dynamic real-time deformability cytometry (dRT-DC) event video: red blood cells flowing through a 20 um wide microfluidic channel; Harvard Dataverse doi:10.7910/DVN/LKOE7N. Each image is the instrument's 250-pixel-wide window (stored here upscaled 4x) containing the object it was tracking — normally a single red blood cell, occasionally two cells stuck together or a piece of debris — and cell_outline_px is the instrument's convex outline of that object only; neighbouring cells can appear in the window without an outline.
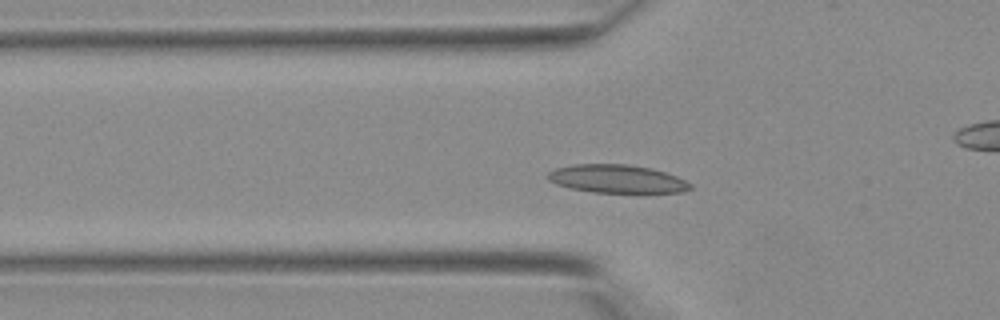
{"species": "Egyptian fruit bat (a non-hibernating species)", "species_latin": "Rousettus aegyptiacus", "temperature_condition": "warm", "stored_images_in_passage": 36, "camera_frame_rate_fps": 3000, "um_per_image_px": 0.085, "animal": {"sex": "female"}, "frame": {"image": 1, "passage_image": 8, "time_ms": 2.333, "image_size_px": [1000, 320], "cell_outline_px": [[692, 188], [680, 192], [592, 192], [572, 188], [556, 184], [548, 180], [544, 176], [548, 172], [556, 168], [572, 164], [628, 164], [652, 168], [676, 176], [692, 184]], "centroid_in_image_um": [52.39, 15.19], "position_along_channel_um": 73.4, "area_um2": 23.35}}
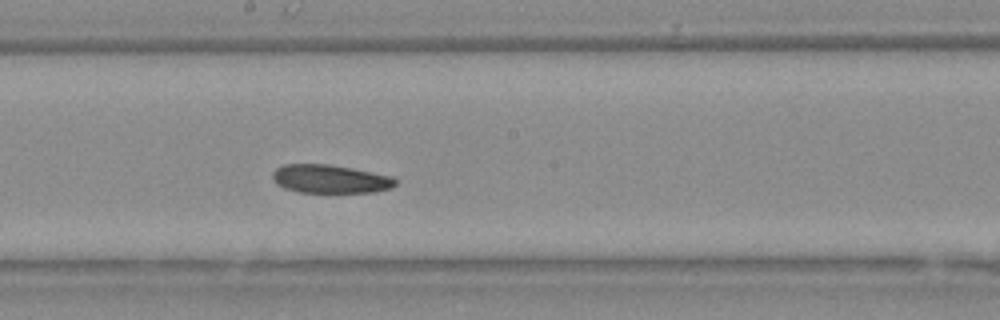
{"frame": {"image": 2, "passage_image": 17, "time_ms": 5.333, "image_size_px": [1000, 320], "cell_outline_px": [[396, 184], [392, 188], [376, 192], [300, 192], [284, 188], [276, 184], [272, 180], [272, 172], [276, 168], [284, 164], [328, 164], [352, 168], [392, 176], [396, 180]], "centroid_in_image_um": [28.05, 15.21], "position_along_channel_um": 220.2, "area_um2": 20.46}}
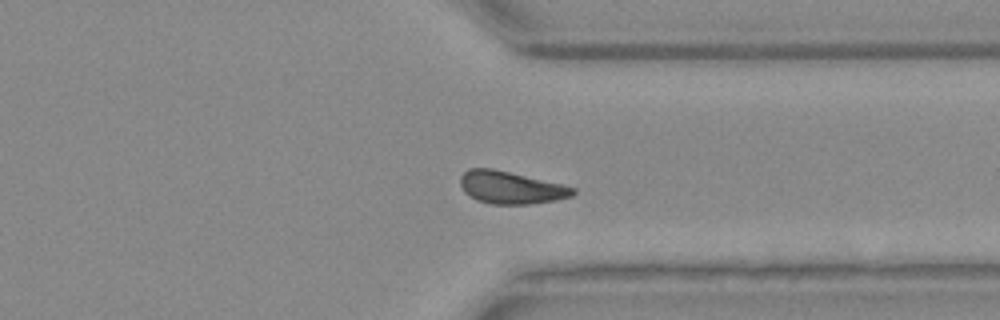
{"frame": {"image": 3, "passage_image": 26, "time_ms": 8.333, "image_size_px": [1000, 320], "cell_outline_px": [[576, 192], [572, 196], [556, 200], [528, 204], [492, 204], [476, 200], [464, 192], [460, 184], [460, 176], [468, 168], [492, 168], [564, 184], [576, 188]], "centroid_in_image_um": [43.43, 15.94], "position_along_channel_um": 368.0, "area_um2": 21.44}}